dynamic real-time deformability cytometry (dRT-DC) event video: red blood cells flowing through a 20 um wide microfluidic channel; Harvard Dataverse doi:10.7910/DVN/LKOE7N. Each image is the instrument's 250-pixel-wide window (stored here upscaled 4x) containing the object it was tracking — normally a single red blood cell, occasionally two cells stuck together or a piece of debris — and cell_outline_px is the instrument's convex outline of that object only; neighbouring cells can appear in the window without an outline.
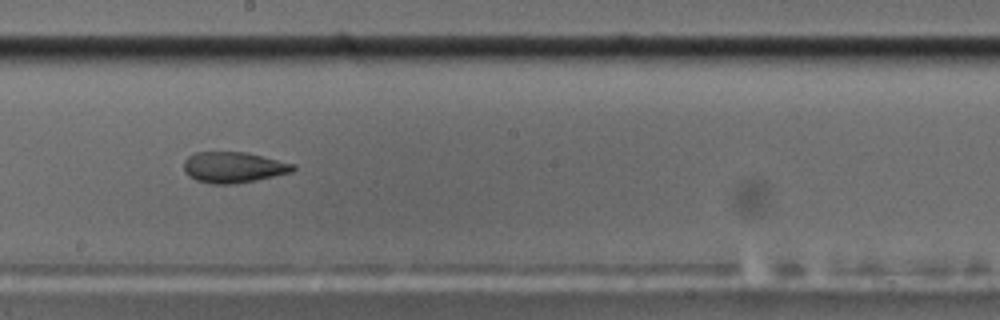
{"species": "common noctule bat (a hibernating species)", "species_latin": "Nyctalus noctula", "temperature_condition": "cold", "stored_images_in_passage": 41, "segment_of_instrument_passage": [1, 2], "camera_frame_rate_fps": 3000, "um_per_image_px": 0.085, "animal": {"sex": "male", "body_mass_g": 17.5, "forearm_length_mm": 52.3}, "frame": {"image": 1, "passage_image": 18, "time_ms": 5.667, "image_size_px": [1000, 320], "cell_outline_px": [[296, 168], [292, 172], [256, 180], [236, 184], [212, 184], [196, 180], [188, 176], [184, 172], [184, 160], [188, 156], [196, 152], [244, 152], [296, 164]], "centroid_in_image_um": [19.83, 14.23], "position_along_channel_um": 228.4, "area_um2": 19.71}}